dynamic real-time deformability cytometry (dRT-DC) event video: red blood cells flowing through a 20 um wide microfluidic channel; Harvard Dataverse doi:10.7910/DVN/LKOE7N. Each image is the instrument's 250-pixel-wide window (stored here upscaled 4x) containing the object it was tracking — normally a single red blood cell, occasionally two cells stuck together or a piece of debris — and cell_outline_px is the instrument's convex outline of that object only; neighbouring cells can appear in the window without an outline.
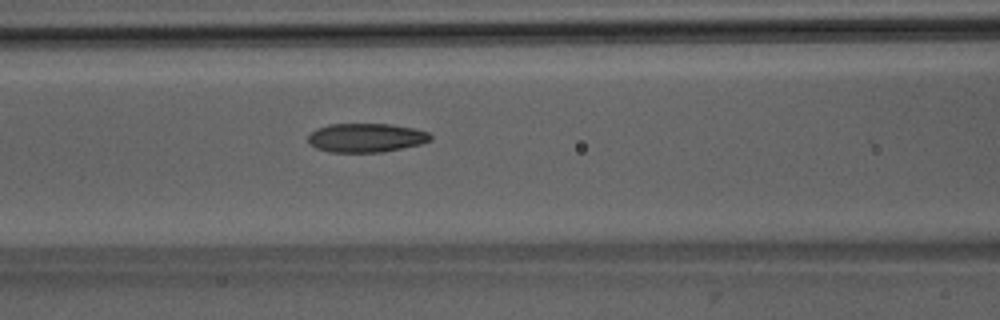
{"species": "Egyptian fruit bat (a non-hibernating species)", "species_latin": "Rousettus aegyptiacus", "temperature_condition": "room temperature", "stored_images_in_passage": 31, "camera_frame_rate_fps": 3000, "um_per_image_px": 0.085, "animal": {"sex": "male"}, "frame": {"image": 1, "passage_image": 22, "time_ms": 7.0, "image_size_px": [1000, 320], "cell_outline_px": [[432, 140], [420, 144], [384, 152], [328, 152], [316, 148], [308, 144], [308, 136], [316, 128], [328, 124], [392, 124], [416, 128], [428, 132], [432, 136]], "centroid_in_image_um": [31.12, 11.7], "position_along_channel_um": 135.5, "area_um2": 20.87}}